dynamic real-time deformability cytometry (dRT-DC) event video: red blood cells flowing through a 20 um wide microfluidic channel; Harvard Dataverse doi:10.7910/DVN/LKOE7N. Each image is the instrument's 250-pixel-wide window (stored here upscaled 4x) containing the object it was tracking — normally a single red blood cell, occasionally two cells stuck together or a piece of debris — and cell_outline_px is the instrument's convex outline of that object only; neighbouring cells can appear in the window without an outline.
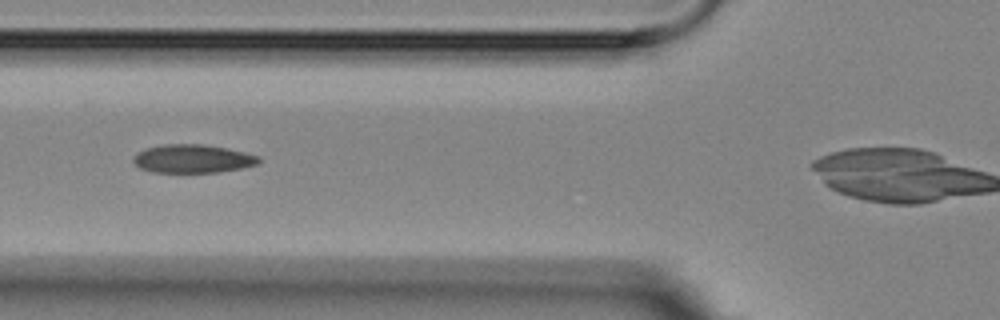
{"species": "Egyptian fruit bat (a non-hibernating species)", "species_latin": "Rousettus aegyptiacus", "temperature_condition": "room temperature", "stored_images_in_passage": 5, "camera_frame_rate_fps": 3000, "um_per_image_px": 0.085, "animal": {"sex": "female"}, "frame": {"image": 1, "passage_image": 3, "time_ms": 2.333, "image_size_px": [1000, 320], "cell_outline_px": [[260, 164], [220, 172], [152, 172], [140, 168], [132, 160], [132, 156], [136, 152], [148, 148], [164, 144], [204, 144], [244, 152], [260, 156]], "centroid_in_image_um": [16.37, 13.49], "position_along_channel_um": 109.4, "area_um2": 20.75}}